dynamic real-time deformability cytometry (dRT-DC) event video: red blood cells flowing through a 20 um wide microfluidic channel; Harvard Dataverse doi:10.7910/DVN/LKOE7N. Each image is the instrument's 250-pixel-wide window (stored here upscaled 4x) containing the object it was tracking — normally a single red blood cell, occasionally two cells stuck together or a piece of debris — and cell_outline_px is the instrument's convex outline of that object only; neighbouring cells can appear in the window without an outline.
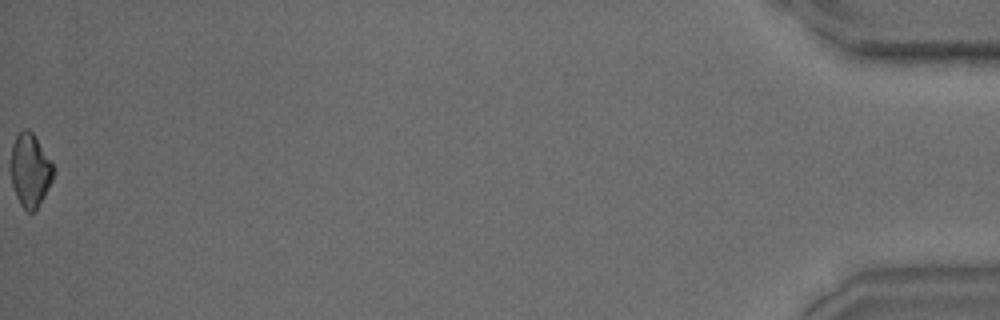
{"species": "common noctule bat (a hibernating species)", "species_latin": "Nyctalus noctula", "temperature_condition": "warm", "stored_images_in_passage": 39, "segment_of_instrument_passage": [2, 2], "camera_frame_rate_fps": 3000, "um_per_image_px": 0.085, "animal": {"sex": "male", "body_mass_g": 15.6}, "frame": {"image": 1, "passage_image": 39, "time_ms": 12.667, "image_size_px": [1000, 320], "cell_outline_px": [[56, 172], [44, 196], [36, 208], [32, 212], [28, 212], [20, 204], [16, 196], [12, 184], [12, 144], [16, 136], [24, 128], [28, 128], [32, 132], [52, 164]], "centroid_in_image_um": [2.57, 14.47], "position_along_channel_um": 432.6, "area_um2": 17.74}}